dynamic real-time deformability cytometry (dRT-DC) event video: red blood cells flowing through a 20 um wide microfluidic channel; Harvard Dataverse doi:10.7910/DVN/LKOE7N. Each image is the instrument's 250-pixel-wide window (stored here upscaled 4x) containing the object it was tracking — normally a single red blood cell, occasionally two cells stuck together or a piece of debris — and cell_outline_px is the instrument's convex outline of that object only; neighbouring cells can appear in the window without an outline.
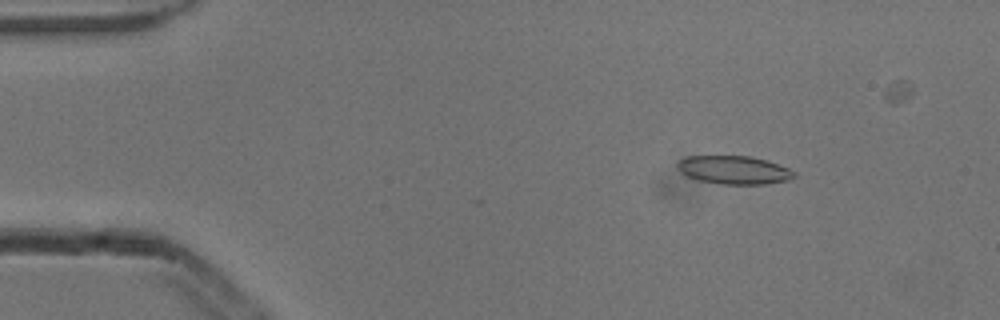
{"species": "common noctule bat (a hibernating species)", "species_latin": "Nyctalus noctula", "temperature_condition": "cold", "stored_images_in_passage": 6, "camera_frame_rate_fps": 3000, "um_per_image_px": 0.085, "animal": {"sex": "male", "body_mass_g": 13.3}, "frame": {"image": 1, "passage_image": 2, "time_ms": 0.333, "image_size_px": [1000, 320], "cell_outline_px": [[796, 176], [788, 180], [764, 184], [724, 184], [700, 180], [688, 176], [680, 172], [676, 164], [680, 160], [688, 156], [748, 156], [764, 160], [788, 168], [796, 172]], "centroid_in_image_um": [62.39, 14.45], "position_along_channel_um": 22.6, "area_um2": 18.96}}
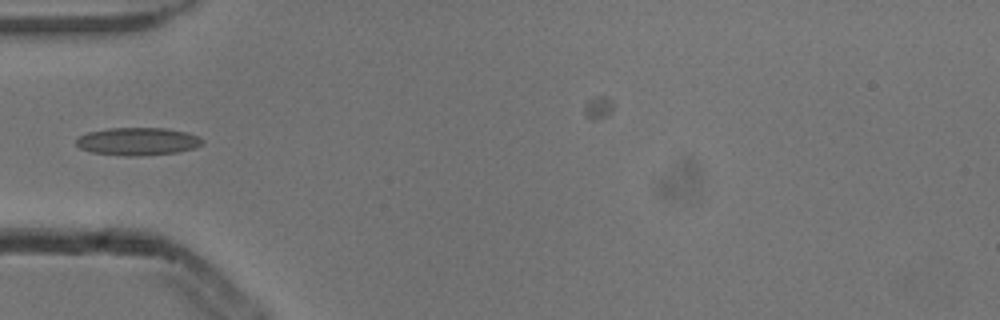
{"frame": {"image": 2, "passage_image": 5, "time_ms": 1.333, "image_size_px": [1000, 320], "cell_outline_px": [[204, 140], [196, 148], [176, 152], [140, 156], [124, 156], [92, 152], [80, 148], [76, 144], [76, 140], [80, 136], [88, 132], [108, 128], [168, 128], [200, 136]], "centroid_in_image_um": [11.71, 12.02], "position_along_channel_um": 73.3, "area_um2": 20.4}}